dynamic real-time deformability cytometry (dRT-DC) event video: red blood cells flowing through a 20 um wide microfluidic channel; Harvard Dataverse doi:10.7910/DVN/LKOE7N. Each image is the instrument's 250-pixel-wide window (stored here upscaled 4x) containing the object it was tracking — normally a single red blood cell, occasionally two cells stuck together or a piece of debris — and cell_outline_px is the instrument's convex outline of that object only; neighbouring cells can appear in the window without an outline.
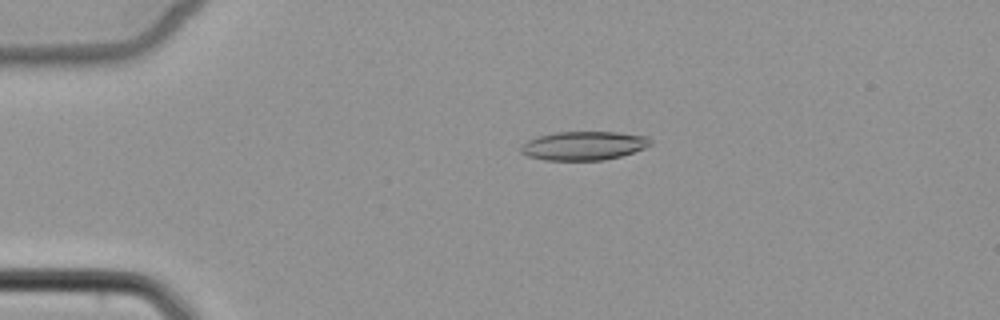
{"species": "common noctule bat (a hibernating species)", "species_latin": "Nyctalus noctula", "temperature_condition": "cold", "stored_images_in_passage": 4, "camera_frame_rate_fps": 3000, "um_per_image_px": 0.085, "animal": {"sex": "female", "body_mass_g": 22.7, "forearm_length_mm": 54.2}, "frame": {"image": 1, "passage_image": 3, "time_ms": 2.667, "image_size_px": [1000, 320], "cell_outline_px": [[652, 144], [644, 148], [620, 156], [604, 160], [544, 160], [528, 156], [520, 152], [520, 148], [528, 140], [536, 136], [556, 132], [616, 132], [648, 136], [652, 140]], "centroid_in_image_um": [49.61, 12.38], "position_along_channel_um": 35.4, "area_um2": 21.73}}